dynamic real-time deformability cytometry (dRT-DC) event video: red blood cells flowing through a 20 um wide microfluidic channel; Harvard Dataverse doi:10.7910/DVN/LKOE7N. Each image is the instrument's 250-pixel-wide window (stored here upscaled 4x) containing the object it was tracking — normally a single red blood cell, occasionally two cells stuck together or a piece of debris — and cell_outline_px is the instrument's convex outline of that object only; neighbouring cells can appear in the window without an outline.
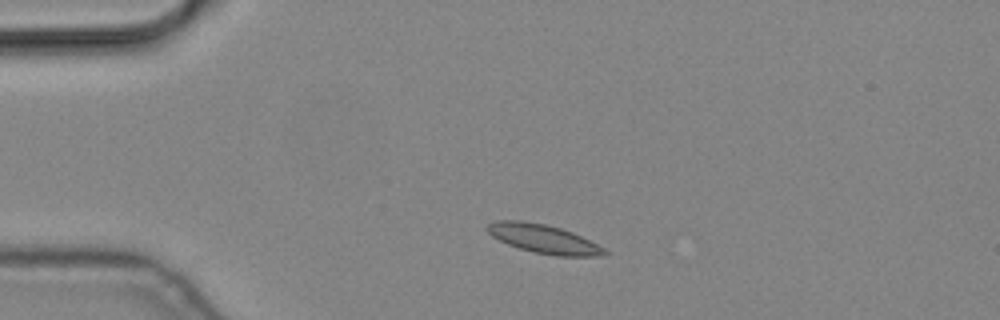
{"species": "common noctule bat (a hibernating species)", "species_latin": "Nyctalus noctula", "temperature_condition": "cold", "stored_images_in_passage": 3, "camera_frame_rate_fps": 3000, "um_per_image_px": 0.085, "animal": {"sex": "male", "body_mass_g": 19.2, "forearm_length_mm": 51.8}, "frame": {"image": 1, "passage_image": 2, "time_ms": 0.333, "image_size_px": [1000, 320], "cell_outline_px": [[608, 252], [596, 256], [556, 256], [532, 252], [508, 244], [492, 236], [484, 228], [488, 224], [496, 220], [520, 220], [544, 224], [560, 228], [572, 232], [604, 248]], "centroid_in_image_um": [46.15, 20.3], "position_along_channel_um": 38.9, "area_um2": 19.42}}